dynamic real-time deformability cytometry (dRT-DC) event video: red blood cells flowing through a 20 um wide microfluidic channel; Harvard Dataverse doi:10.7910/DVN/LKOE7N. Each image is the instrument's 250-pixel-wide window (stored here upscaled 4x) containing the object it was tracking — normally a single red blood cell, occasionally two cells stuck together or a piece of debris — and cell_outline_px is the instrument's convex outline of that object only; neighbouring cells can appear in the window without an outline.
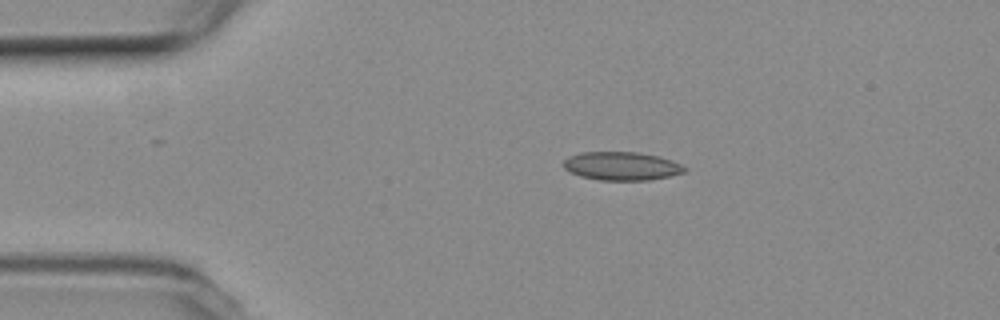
{"species": "common noctule bat (a hibernating species)", "species_latin": "Nyctalus noctula", "temperature_condition": "room temperature", "stored_images_in_passage": 44, "camera_frame_rate_fps": 3000, "um_per_image_px": 0.085, "animal": {"sex": "female", "body_mass_g": 19.3, "forearm_length_mm": 54.1}, "frame": {"image": 1, "passage_image": 1, "time_ms": 0.0, "image_size_px": [1000, 320], "cell_outline_px": [[688, 168], [684, 172], [668, 176], [648, 180], [600, 180], [580, 176], [564, 168], [564, 160], [568, 156], [580, 152], [640, 152], [660, 156], [680, 164]], "centroid_in_image_um": [52.83, 14.1], "position_along_channel_um": 32.2, "area_um2": 20.0}}
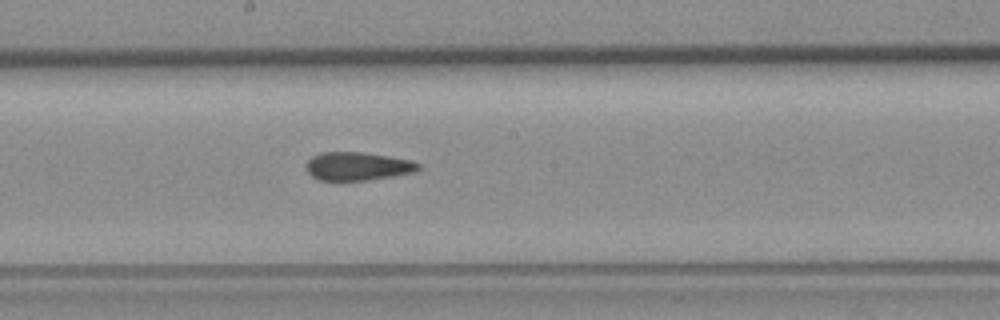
{"frame": {"image": 2, "passage_image": 19, "time_ms": 6.0, "image_size_px": [1000, 320], "cell_outline_px": [[420, 168], [412, 172], [392, 176], [368, 180], [336, 184], [320, 180], [312, 176], [308, 172], [304, 164], [312, 156], [320, 152], [364, 152], [412, 160], [420, 164]], "centroid_in_image_um": [30.31, 14.16], "position_along_channel_um": 217.9, "area_um2": 19.19}}
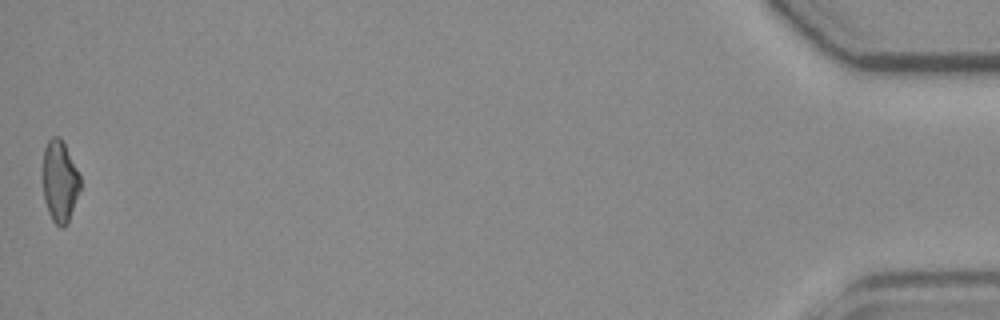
{"frame": {"image": 3, "passage_image": 44, "time_ms": 14.333, "image_size_px": [1000, 320], "cell_outline_px": [[80, 188], [68, 224], [64, 228], [60, 228], [52, 220], [48, 212], [44, 200], [40, 176], [40, 172], [44, 148], [48, 140], [52, 136], [60, 136], [80, 176]], "centroid_in_image_um": [5.02, 15.42], "position_along_channel_um": 430.2, "area_um2": 18.38}, "authors_computed_cell_mechanics": {"area_um2": 18.8428, "velocity_mm_per_s": 3.8134, "shape_relaxation_time_tau1_ms": null, "shape_relaxation_time_tau2_ms": 1.7886, "deformation_change_tau1": null, "deformation_change_tau2": 0.1016}}